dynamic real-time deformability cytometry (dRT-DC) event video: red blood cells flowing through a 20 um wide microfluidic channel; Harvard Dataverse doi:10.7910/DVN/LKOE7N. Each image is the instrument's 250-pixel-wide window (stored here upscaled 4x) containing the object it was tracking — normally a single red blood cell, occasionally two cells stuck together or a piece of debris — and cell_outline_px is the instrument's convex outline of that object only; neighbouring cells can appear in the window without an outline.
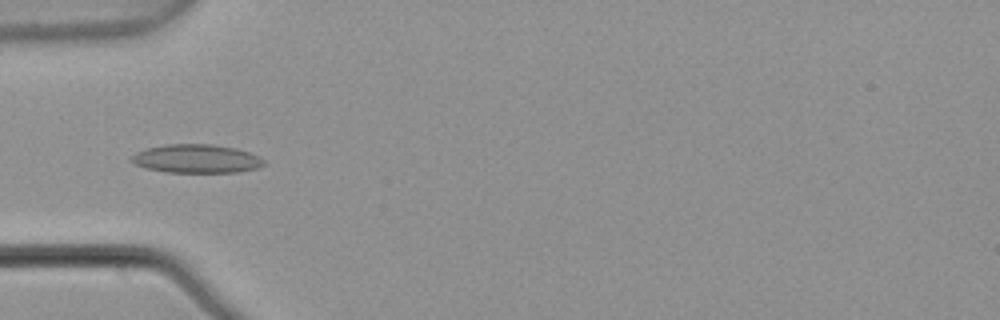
{"species": "common noctule bat (a hibernating species)", "species_latin": "Nyctalus noctula", "temperature_condition": "warm", "stored_images_in_passage": 5, "camera_frame_rate_fps": 3000, "um_per_image_px": 0.085, "animal": {"sex": "male", "body_mass_g": 21.5, "forearm_length_mm": 52.0}, "frame": {"image": 1, "passage_image": 4, "time_ms": 1.0, "image_size_px": [1000, 320], "cell_outline_px": [[268, 164], [260, 168], [240, 172], [168, 172], [148, 168], [136, 164], [128, 160], [136, 152], [148, 148], [164, 144], [212, 144], [236, 148], [248, 152], [264, 160]], "centroid_in_image_um": [16.74, 13.49], "position_along_channel_um": 68.3, "area_um2": 22.08}}
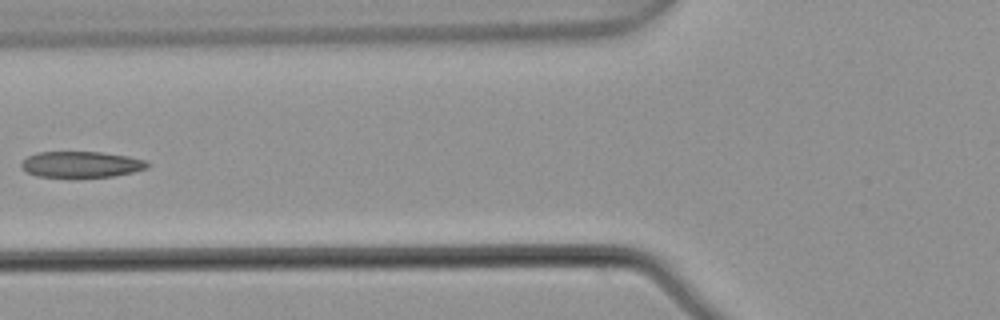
{"frame": {"image": 2, "passage_image": 5, "time_ms": 1.333, "image_size_px": [1000, 320], "cell_outline_px": [[148, 168], [116, 176], [72, 180], [36, 176], [20, 168], [20, 164], [28, 156], [36, 152], [100, 152], [128, 156], [144, 160], [148, 164]], "centroid_in_image_um": [6.85, 14.02], "position_along_channel_um": 118.9, "area_um2": 20.0}}